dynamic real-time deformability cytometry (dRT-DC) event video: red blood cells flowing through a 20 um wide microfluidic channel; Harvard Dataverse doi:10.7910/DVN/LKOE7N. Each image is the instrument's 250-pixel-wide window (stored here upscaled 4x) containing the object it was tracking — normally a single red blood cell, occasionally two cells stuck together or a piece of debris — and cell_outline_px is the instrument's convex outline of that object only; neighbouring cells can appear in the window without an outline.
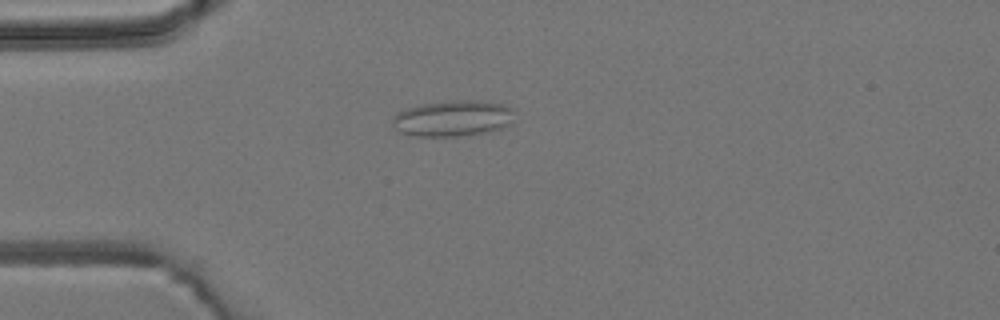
{"species": "common noctule bat (a hibernating species)", "species_latin": "Nyctalus noctula", "temperature_condition": "room temperature", "stored_images_in_passage": 1, "camera_frame_rate_fps": 3000, "um_per_image_px": 0.085, "animal": {"sex": "male", "body_mass_g": 19.2, "forearm_length_mm": 51.8}, "frame": {"image": 1, "passage_image": 1, "time_ms": 0.0, "image_size_px": [1000, 320], "cell_outline_px": [[512, 120], [508, 124], [500, 128], [484, 132], [460, 136], [412, 136], [400, 132], [392, 124], [392, 116], [396, 112], [404, 108], [420, 104], [448, 100], [480, 100], [504, 104], [512, 108]], "centroid_in_image_um": [38.42, 10.04], "position_along_channel_um": 46.6, "area_um2": 25.78}}